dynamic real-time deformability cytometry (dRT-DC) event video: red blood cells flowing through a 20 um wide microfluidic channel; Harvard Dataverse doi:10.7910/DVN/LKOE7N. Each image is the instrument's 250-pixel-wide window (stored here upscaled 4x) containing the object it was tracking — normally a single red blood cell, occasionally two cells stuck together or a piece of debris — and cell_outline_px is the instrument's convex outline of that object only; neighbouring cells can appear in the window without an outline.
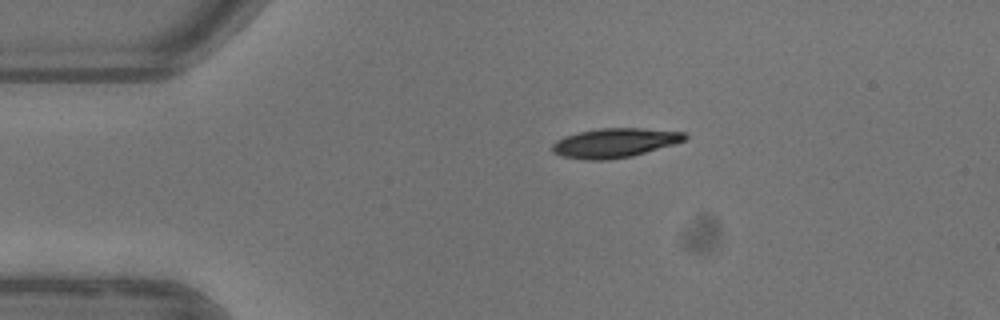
{"species": "common noctule bat (a hibernating species)", "species_latin": "Nyctalus noctula", "temperature_condition": "warm", "stored_images_in_passage": 43, "camera_frame_rate_fps": 3000, "um_per_image_px": 0.085, "animal": {"sex": "female"}, "frame": {"image": 1, "passage_image": 1, "time_ms": 0.0, "image_size_px": [1000, 320], "cell_outline_px": [[688, 136], [684, 140], [672, 144], [632, 156], [604, 160], [584, 160], [560, 156], [552, 152], [552, 144], [556, 140], [564, 136], [580, 132], [600, 128], [640, 128], [684, 132]], "centroid_in_image_um": [52.19, 12.15], "position_along_channel_um": 32.8, "area_um2": 22.48}}
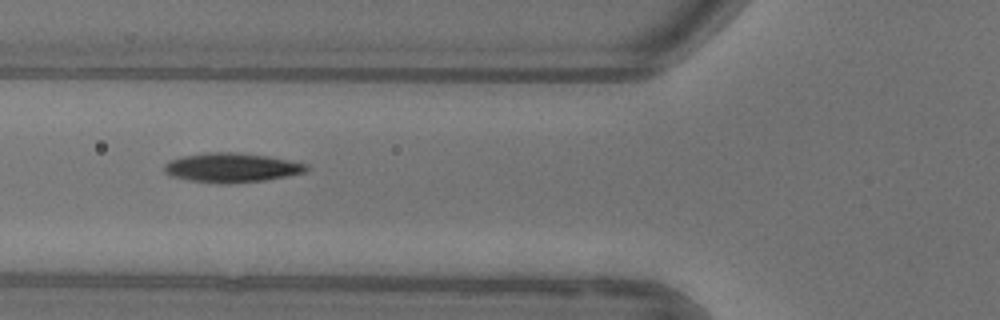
{"frame": {"image": 2, "passage_image": 10, "time_ms": 3.0, "image_size_px": [1000, 320], "cell_outline_px": [[308, 168], [304, 172], [264, 180], [192, 180], [172, 176], [164, 172], [164, 164], [172, 160], [184, 156], [208, 152], [236, 152], [268, 156], [288, 160], [304, 164]], "centroid_in_image_um": [19.67, 14.19], "position_along_channel_um": 106.1, "area_um2": 22.72}}
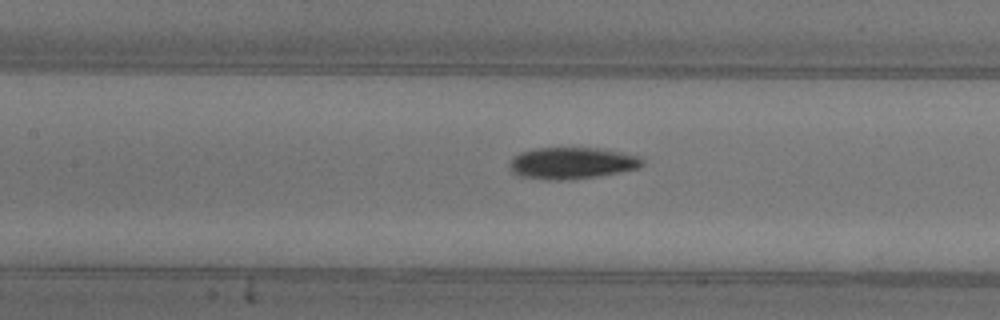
{"frame": {"image": 3, "passage_image": 14, "time_ms": 4.333, "image_size_px": [1000, 320], "cell_outline_px": [[644, 164], [640, 168], [620, 172], [596, 176], [568, 180], [548, 180], [520, 176], [512, 172], [508, 164], [512, 156], [520, 152], [536, 148], [604, 148], [640, 156], [644, 160]], "centroid_in_image_um": [48.62, 13.86], "position_along_channel_um": 158.8, "area_um2": 24.8}, "authors_computed_cell_mechanics": {"area_um2": 23.12, "velocity_mm_per_s": 3.9178, "shape_relaxation_time_tau1_ms": 4.4843, "shape_relaxation_time_tau2_ms": 4.7675, "deformation_change_tau1": 0.1679, "deformation_change_tau2": 0.1014}}